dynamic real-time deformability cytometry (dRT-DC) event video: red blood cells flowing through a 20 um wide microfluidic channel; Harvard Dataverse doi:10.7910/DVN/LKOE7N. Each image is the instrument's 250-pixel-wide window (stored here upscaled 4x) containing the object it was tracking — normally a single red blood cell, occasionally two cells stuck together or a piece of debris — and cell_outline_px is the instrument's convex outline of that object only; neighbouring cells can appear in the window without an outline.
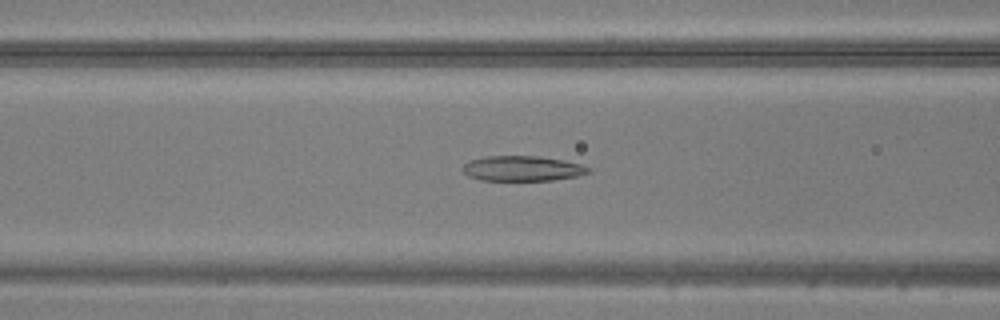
{"species": "common noctule bat (a hibernating species)", "species_latin": "Nyctalus noctula", "temperature_condition": "warm", "stored_images_in_passage": 40, "camera_frame_rate_fps": 3000, "um_per_image_px": 0.085, "animal": {"sex": "male", "body_mass_g": 20.5, "forearm_length_mm": 52.5}, "frame": {"image": 1, "passage_image": 11, "time_ms": 3.333, "image_size_px": [1000, 320], "cell_outline_px": [[592, 172], [576, 176], [552, 180], [480, 180], [468, 176], [464, 172], [464, 164], [472, 160], [484, 156], [540, 156], [580, 164], [592, 168]], "centroid_in_image_um": [44.42, 14.32], "position_along_channel_um": 122.2, "area_um2": 18.26}}
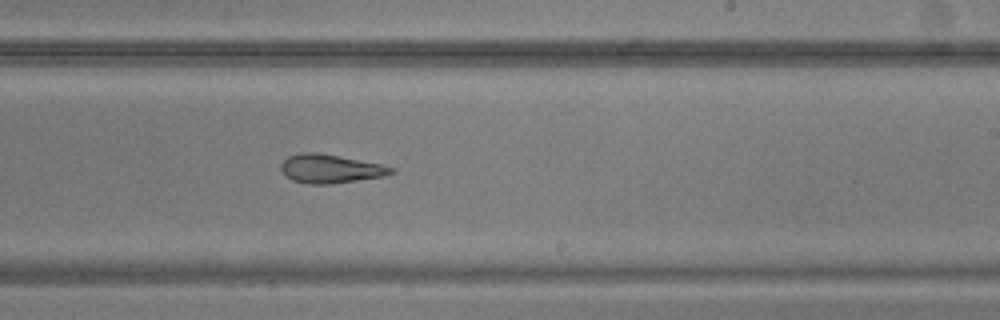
{"frame": {"image": 2, "passage_image": 21, "time_ms": 6.667, "image_size_px": [1000, 320], "cell_outline_px": [[396, 172], [384, 176], [328, 184], [308, 184], [292, 180], [284, 176], [280, 168], [280, 164], [288, 156], [304, 152], [316, 152], [380, 164], [396, 168]], "centroid_in_image_um": [28.05, 14.35], "position_along_channel_um": 260.9, "area_um2": 18.32}}
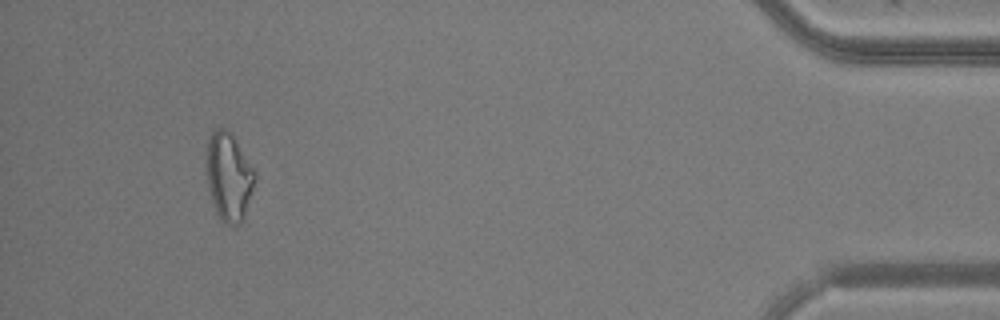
{"frame": {"image": 3, "passage_image": 37, "time_ms": 12.0, "image_size_px": [1000, 320], "cell_outline_px": [[256, 176], [252, 192], [244, 220], [240, 224], [224, 224], [220, 220], [212, 204], [208, 188], [208, 136], [216, 128], [228, 128], [232, 132], [256, 172]], "centroid_in_image_um": [19.47, 15.03], "position_along_channel_um": 415.7, "area_um2": 25.03}}